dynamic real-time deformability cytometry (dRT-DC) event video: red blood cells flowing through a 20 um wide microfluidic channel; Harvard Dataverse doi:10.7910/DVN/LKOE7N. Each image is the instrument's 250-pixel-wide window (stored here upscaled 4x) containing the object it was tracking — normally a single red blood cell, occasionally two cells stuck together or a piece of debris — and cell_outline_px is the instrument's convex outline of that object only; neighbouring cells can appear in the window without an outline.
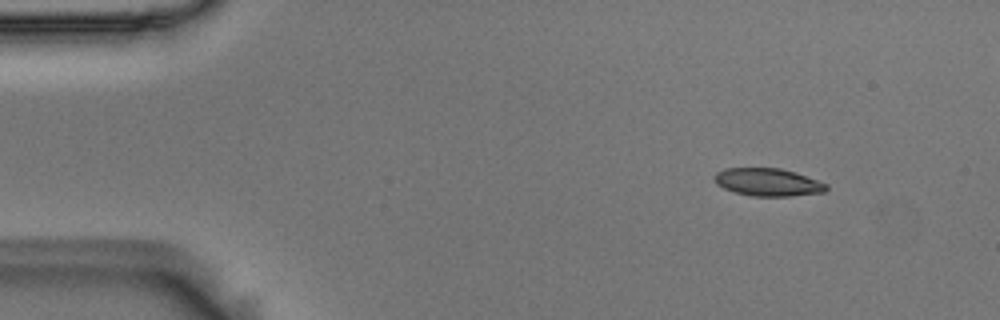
{"species": "Egyptian fruit bat (a non-hibernating species)", "species_latin": "Rousettus aegyptiacus", "temperature_condition": "room temperature", "stored_images_in_passage": 4, "camera_frame_rate_fps": 3000, "um_per_image_px": 0.085, "animal": {"sex": "male"}, "frame": {"image": 1, "passage_image": 1, "time_ms": 0.0, "image_size_px": [1000, 320], "cell_outline_px": [[828, 188], [824, 192], [788, 196], [752, 196], [736, 192], [724, 188], [716, 184], [712, 176], [716, 172], [724, 168], [780, 168], [796, 172], [828, 184]], "centroid_in_image_um": [65.25, 15.47], "position_along_channel_um": 19.7, "area_um2": 18.15}}